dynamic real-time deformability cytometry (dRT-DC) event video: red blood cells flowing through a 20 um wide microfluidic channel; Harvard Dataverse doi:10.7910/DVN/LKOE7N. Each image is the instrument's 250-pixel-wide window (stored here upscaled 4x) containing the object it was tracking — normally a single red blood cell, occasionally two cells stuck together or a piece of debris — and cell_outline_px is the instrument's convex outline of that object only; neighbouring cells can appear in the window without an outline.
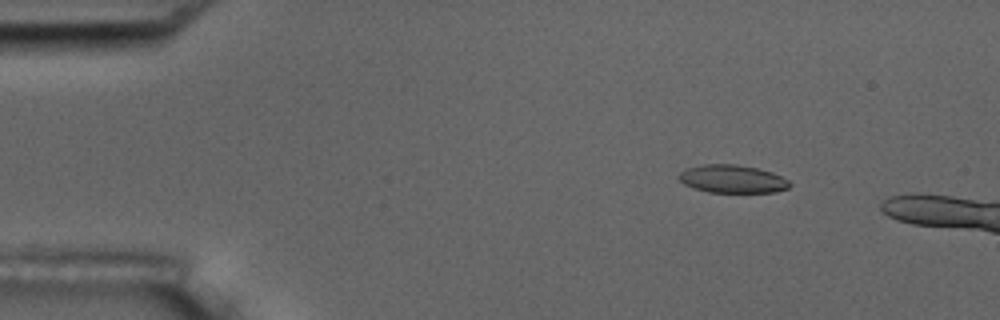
{"species": "common noctule bat (a hibernating species)", "species_latin": "Nyctalus noctula", "temperature_condition": "room temperature", "stored_images_in_passage": 4, "camera_frame_rate_fps": 3000, "um_per_image_px": 0.085, "animal": {"sex": "male", "body_mass_g": 17.5, "forearm_length_mm": 52.3}, "frame": {"image": 1, "passage_image": 2, "time_ms": 1.333, "image_size_px": [1000, 320], "cell_outline_px": [[792, 184], [788, 188], [776, 192], [708, 192], [684, 184], [676, 176], [684, 168], [704, 164], [736, 164], [756, 168], [772, 172], [788, 180]], "centroid_in_image_um": [62.23, 15.2], "position_along_channel_um": 22.8, "area_um2": 18.09}}